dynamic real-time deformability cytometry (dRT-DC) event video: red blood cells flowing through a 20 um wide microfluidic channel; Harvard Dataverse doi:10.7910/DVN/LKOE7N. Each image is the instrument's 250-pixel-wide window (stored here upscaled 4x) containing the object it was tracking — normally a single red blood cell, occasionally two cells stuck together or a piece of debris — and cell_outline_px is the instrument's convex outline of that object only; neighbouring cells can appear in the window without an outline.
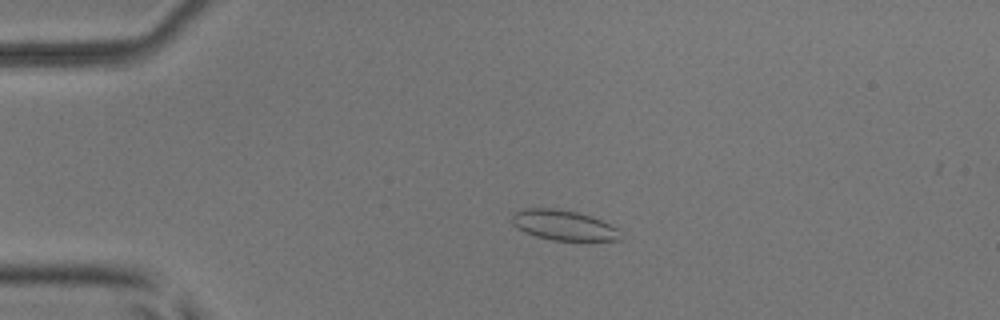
{"species": "common noctule bat (a hibernating species)", "species_latin": "Nyctalus noctula", "temperature_condition": "room temperature", "stored_images_in_passage": 54, "camera_frame_rate_fps": 3000, "um_per_image_px": 0.085, "animal": {"sex": "male", "body_mass_g": 17.9, "forearm_length_mm": 54.2}, "frame": {"image": 1, "passage_image": 13, "time_ms": 4.0, "image_size_px": [1000, 320], "cell_outline_px": [[620, 240], [552, 240], [536, 236], [524, 232], [516, 228], [512, 224], [512, 216], [516, 212], [524, 208], [556, 208], [576, 212], [592, 216], [616, 228]], "centroid_in_image_um": [47.83, 19.13], "position_along_channel_um": 37.2, "area_um2": 18.79}}
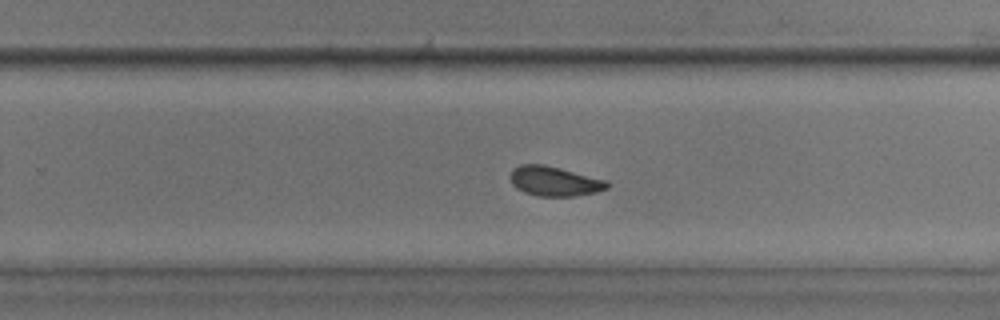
{"frame": {"image": 2, "passage_image": 35, "time_ms": 11.333, "image_size_px": [1000, 320], "cell_outline_px": [[612, 184], [608, 188], [596, 192], [576, 196], [536, 196], [524, 192], [516, 188], [512, 184], [508, 176], [512, 168], [520, 164], [544, 164], [608, 180]], "centroid_in_image_um": [47.12, 15.4], "position_along_channel_um": 282.7, "area_um2": 17.11}}
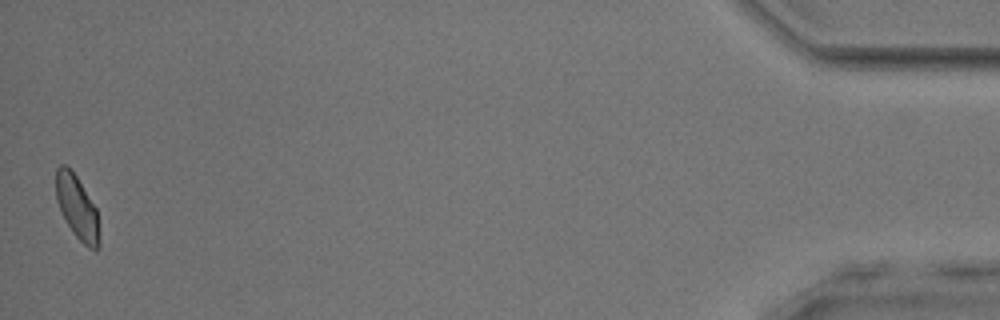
{"frame": {"image": 3, "passage_image": 53, "time_ms": 17.333, "image_size_px": [1000, 320], "cell_outline_px": [[100, 248], [96, 252], [88, 248], [72, 232], [56, 200], [56, 168], [60, 164], [64, 164], [76, 176], [96, 208], [100, 240]], "centroid_in_image_um": [6.57, 17.68], "position_along_channel_um": 428.6, "area_um2": 15.9}}